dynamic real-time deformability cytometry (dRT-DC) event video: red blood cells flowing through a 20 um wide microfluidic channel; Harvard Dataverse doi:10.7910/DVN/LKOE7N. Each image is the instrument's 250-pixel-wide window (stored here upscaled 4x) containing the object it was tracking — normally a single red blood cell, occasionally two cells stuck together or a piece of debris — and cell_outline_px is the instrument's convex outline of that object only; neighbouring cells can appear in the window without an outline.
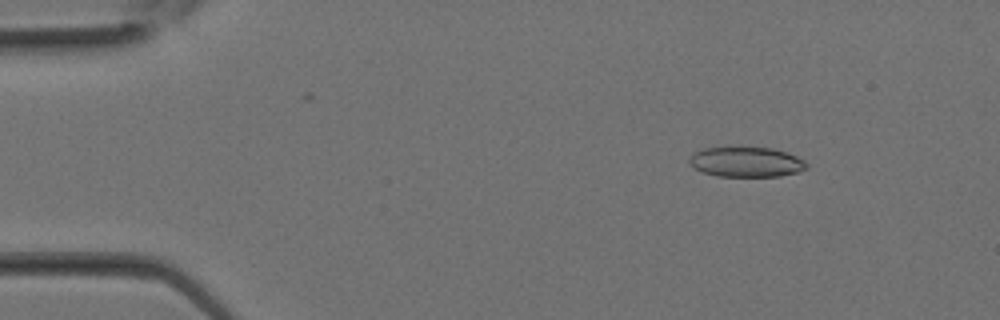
{"species": "Egyptian fruit bat (a non-hibernating species)", "species_latin": "Rousettus aegyptiacus", "temperature_condition": "room temperature", "stored_images_in_passage": 14, "camera_frame_rate_fps": 3000, "um_per_image_px": 0.085, "animal": {"sex": "female"}, "frame": {"image": 1, "passage_image": 1, "time_ms": 0.0, "image_size_px": [1000, 320], "cell_outline_px": [[808, 168], [800, 172], [780, 176], [716, 176], [704, 172], [696, 168], [688, 160], [692, 152], [704, 148], [736, 144], [772, 148], [788, 152], [804, 160], [808, 164]], "centroid_in_image_um": [63.44, 13.71], "position_along_channel_um": 21.6, "area_um2": 21.44}}
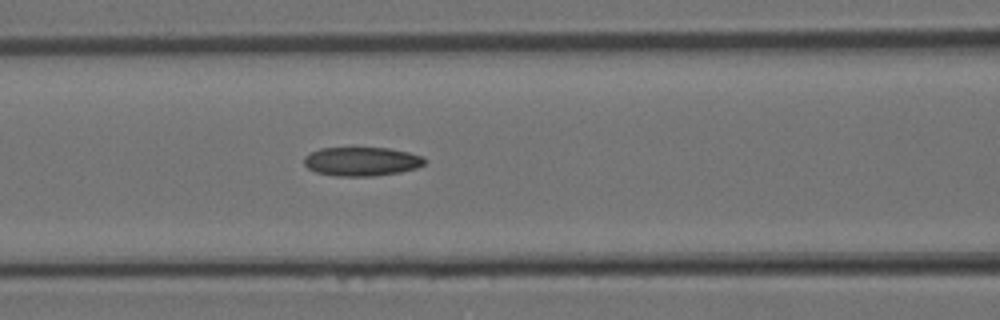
{"frame": {"image": 2, "passage_image": 10, "time_ms": 3.0, "image_size_px": [1000, 320], "cell_outline_px": [[428, 160], [424, 164], [416, 168], [400, 172], [372, 176], [336, 176], [316, 172], [308, 168], [304, 164], [304, 156], [320, 148], [388, 148], [408, 152], [424, 156]], "centroid_in_image_um": [30.76, 13.72], "position_along_channel_um": 135.8, "area_um2": 20.35}}
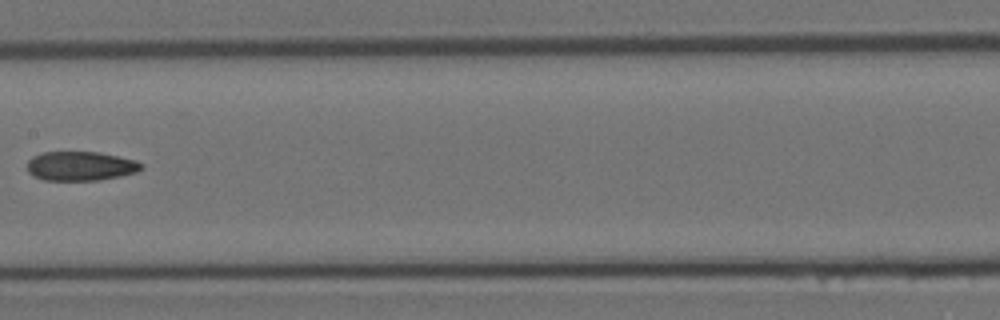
{"frame": {"image": 3, "passage_image": 13, "time_ms": 4.0, "image_size_px": [1000, 320], "cell_outline_px": [[144, 168], [136, 172], [120, 176], [100, 180], [44, 180], [28, 172], [28, 160], [32, 156], [40, 152], [96, 152], [136, 160], [144, 164]], "centroid_in_image_um": [6.86, 14.11], "position_along_channel_um": 200.5, "area_um2": 19.42}}